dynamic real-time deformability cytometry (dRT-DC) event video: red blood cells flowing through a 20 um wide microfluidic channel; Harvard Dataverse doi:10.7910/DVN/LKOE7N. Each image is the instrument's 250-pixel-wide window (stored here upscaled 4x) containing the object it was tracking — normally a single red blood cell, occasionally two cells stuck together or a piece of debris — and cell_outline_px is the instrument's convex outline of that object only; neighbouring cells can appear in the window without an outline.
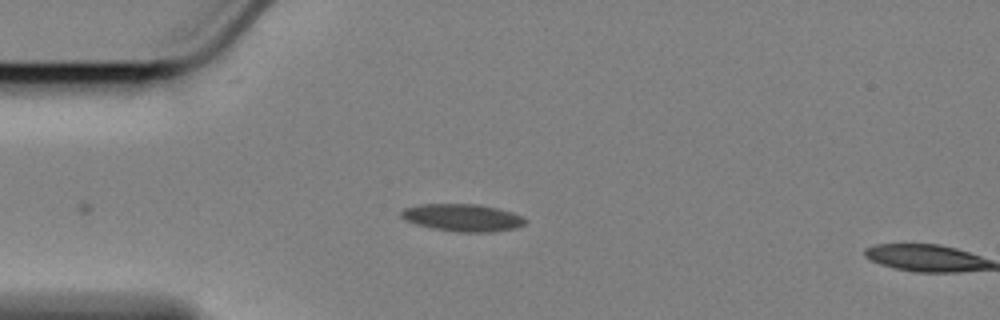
{"species": "Egyptian fruit bat (a non-hibernating species)", "species_latin": "Rousettus aegyptiacus", "temperature_condition": "cold", "stored_images_in_passage": 11, "camera_frame_rate_fps": 3000, "um_per_image_px": 0.085, "animal": {"sex": "female"}, "frame": {"image": 1, "passage_image": 1, "time_ms": 0.0, "image_size_px": [1000, 320], "cell_outline_px": [[528, 220], [524, 224], [516, 228], [488, 232], [456, 232], [432, 228], [416, 224], [404, 220], [400, 216], [400, 212], [404, 208], [420, 204], [480, 204], [512, 212]], "centroid_in_image_um": [39.29, 18.5], "position_along_channel_um": 45.7, "area_um2": 19.83}}